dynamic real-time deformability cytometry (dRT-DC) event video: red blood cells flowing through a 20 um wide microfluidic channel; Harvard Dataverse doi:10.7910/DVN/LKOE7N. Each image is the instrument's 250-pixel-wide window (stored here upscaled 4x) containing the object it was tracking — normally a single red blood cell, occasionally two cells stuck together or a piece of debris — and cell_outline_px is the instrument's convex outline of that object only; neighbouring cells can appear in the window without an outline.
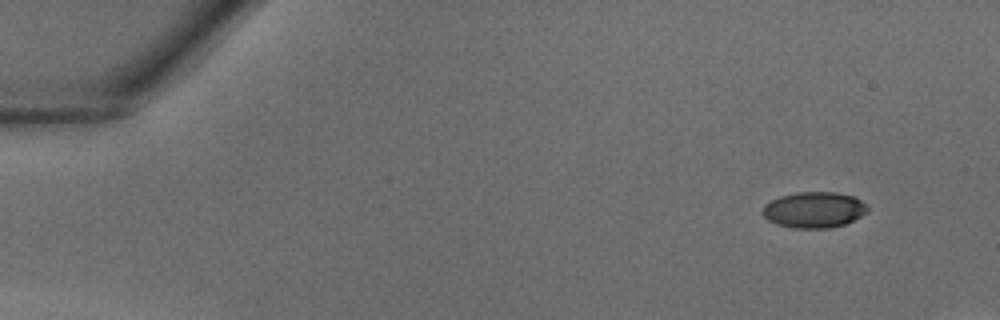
{"species": "common noctule bat (a hibernating species)", "species_latin": "Nyctalus noctula", "temperature_condition": "warm", "stored_images_in_passage": 34, "camera_frame_rate_fps": 3000, "um_per_image_px": 0.085, "animal": {"sex": "male", "body_mass_g": 18.8}, "frame": {"image": 1, "passage_image": 1, "time_ms": 0.0, "image_size_px": [1000, 320], "cell_outline_px": [[868, 212], [844, 224], [828, 228], [792, 228], [776, 224], [768, 220], [764, 216], [764, 204], [780, 196], [796, 192], [836, 192], [852, 196], [868, 204]], "centroid_in_image_um": [69.2, 17.83], "position_along_channel_um": 15.8, "area_um2": 21.91}}
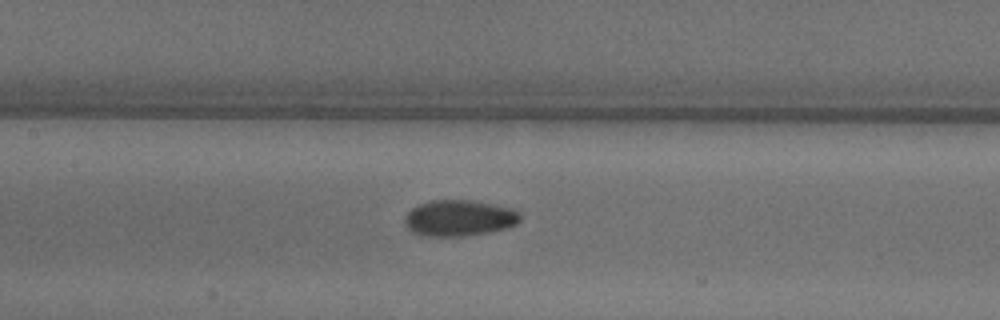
{"frame": {"image": 2, "passage_image": 17, "time_ms": 5.333, "image_size_px": [1000, 320], "cell_outline_px": [[520, 220], [516, 224], [504, 228], [488, 232], [464, 236], [424, 236], [412, 232], [408, 228], [404, 220], [408, 212], [412, 208], [420, 204], [432, 200], [472, 200], [512, 208], [520, 212]], "centroid_in_image_um": [39.03, 18.53], "position_along_channel_um": 168.4, "area_um2": 24.16}}
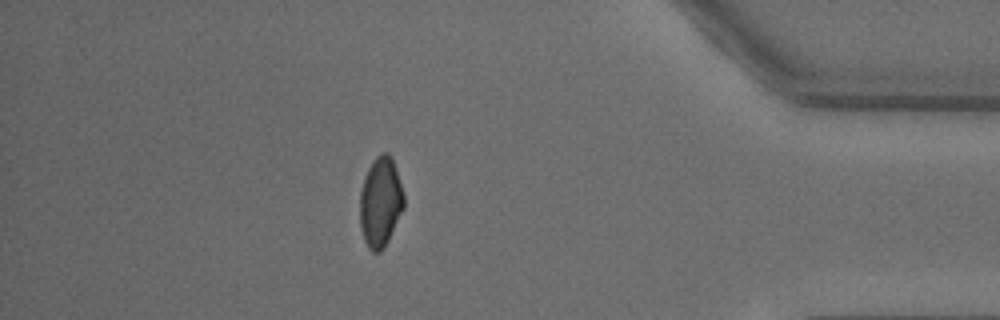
{"frame": {"image": 3, "passage_image": 33, "time_ms": 10.667, "image_size_px": [1000, 320], "cell_outline_px": [[404, 208], [388, 240], [380, 252], [372, 252], [368, 248], [364, 240], [360, 224], [360, 192], [364, 176], [372, 160], [380, 152], [388, 152], [392, 160], [404, 196]], "centroid_in_image_um": [32.32, 17.17], "position_along_channel_um": 402.9, "area_um2": 22.89}}